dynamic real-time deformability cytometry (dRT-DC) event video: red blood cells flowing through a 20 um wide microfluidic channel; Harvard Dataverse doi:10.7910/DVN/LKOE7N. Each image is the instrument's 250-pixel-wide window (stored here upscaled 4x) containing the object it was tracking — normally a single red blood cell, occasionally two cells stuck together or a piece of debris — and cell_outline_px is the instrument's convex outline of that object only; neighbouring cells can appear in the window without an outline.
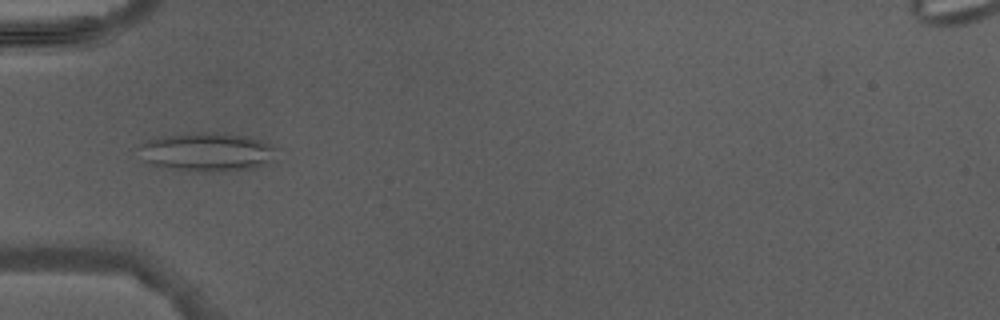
{"species": "Egyptian fruit bat (a non-hibernating species)", "species_latin": "Rousettus aegyptiacus", "temperature_condition": "warm", "stored_images_in_passage": 4, "camera_frame_rate_fps": 3000, "um_per_image_px": 0.085, "animal": {"sex": "male"}, "frame": {"image": 1, "passage_image": 4, "time_ms": 3.667, "image_size_px": [1000, 320], "cell_outline_px": [[276, 148], [268, 160], [264, 164], [256, 168], [224, 172], [188, 172], [144, 164], [140, 144], [144, 140], [164, 136], [196, 132], [228, 132], [260, 140]], "centroid_in_image_um": [17.51, 12.94], "position_along_channel_um": 67.5, "area_um2": 31.44}}